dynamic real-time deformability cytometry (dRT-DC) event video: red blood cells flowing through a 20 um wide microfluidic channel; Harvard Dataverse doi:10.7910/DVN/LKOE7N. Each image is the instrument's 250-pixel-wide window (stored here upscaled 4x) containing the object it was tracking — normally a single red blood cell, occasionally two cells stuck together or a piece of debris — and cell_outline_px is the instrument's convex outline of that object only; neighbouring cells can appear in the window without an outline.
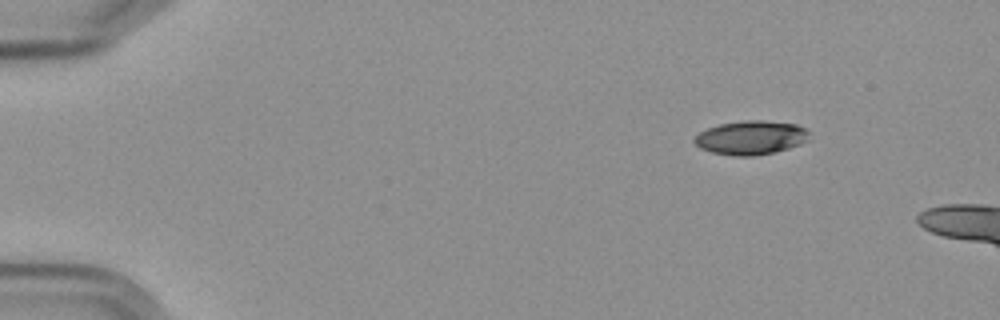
{"species": "Egyptian fruit bat (a non-hibernating species)", "species_latin": "Rousettus aegyptiacus", "temperature_condition": "cold", "stored_images_in_passage": 10, "camera_frame_rate_fps": 3000, "um_per_image_px": 0.085, "frame": {"image": 1, "passage_image": 1, "time_ms": 0.0, "image_size_px": [1000, 320], "cell_outline_px": [[808, 140], [788, 148], [772, 152], [752, 156], [736, 156], [712, 152], [700, 148], [692, 140], [700, 132], [708, 128], [720, 124], [744, 120], [764, 120], [796, 124], [804, 128], [808, 132]], "centroid_in_image_um": [63.8, 11.69], "position_along_channel_um": 21.2, "area_um2": 22.43}}